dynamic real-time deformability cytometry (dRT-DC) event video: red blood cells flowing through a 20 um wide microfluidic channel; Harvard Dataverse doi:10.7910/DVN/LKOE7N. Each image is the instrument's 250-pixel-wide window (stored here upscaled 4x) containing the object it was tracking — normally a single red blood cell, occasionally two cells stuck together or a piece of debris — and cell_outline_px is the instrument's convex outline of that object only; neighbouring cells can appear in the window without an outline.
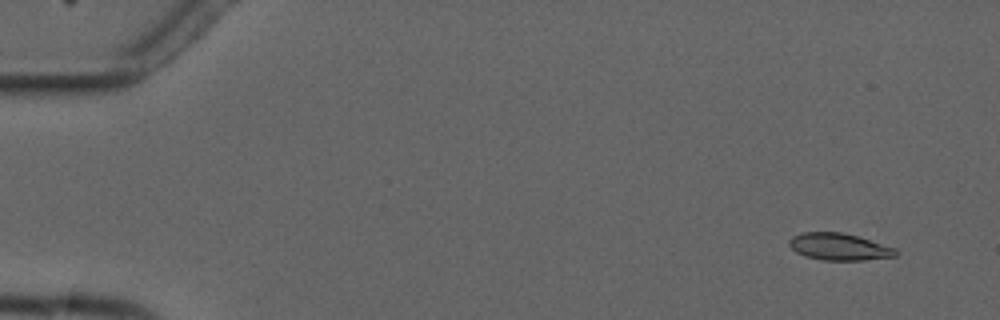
{"species": "common noctule bat (a hibernating species)", "species_latin": "Nyctalus noctula", "temperature_condition": "cold", "stored_images_in_passage": 5, "camera_frame_rate_fps": 3000, "um_per_image_px": 0.085, "animal": {"sex": "male", "forearm_length_mm": 52.5}, "frame": {"image": 1, "passage_image": 2, "time_ms": 1.0, "image_size_px": [1000, 320], "cell_outline_px": [[900, 252], [896, 256], [864, 260], [820, 260], [804, 256], [796, 252], [788, 244], [788, 240], [792, 236], [800, 232], [840, 232], [856, 236], [896, 248]], "centroid_in_image_um": [71.3, 20.98], "position_along_channel_um": 13.7, "area_um2": 16.82}}